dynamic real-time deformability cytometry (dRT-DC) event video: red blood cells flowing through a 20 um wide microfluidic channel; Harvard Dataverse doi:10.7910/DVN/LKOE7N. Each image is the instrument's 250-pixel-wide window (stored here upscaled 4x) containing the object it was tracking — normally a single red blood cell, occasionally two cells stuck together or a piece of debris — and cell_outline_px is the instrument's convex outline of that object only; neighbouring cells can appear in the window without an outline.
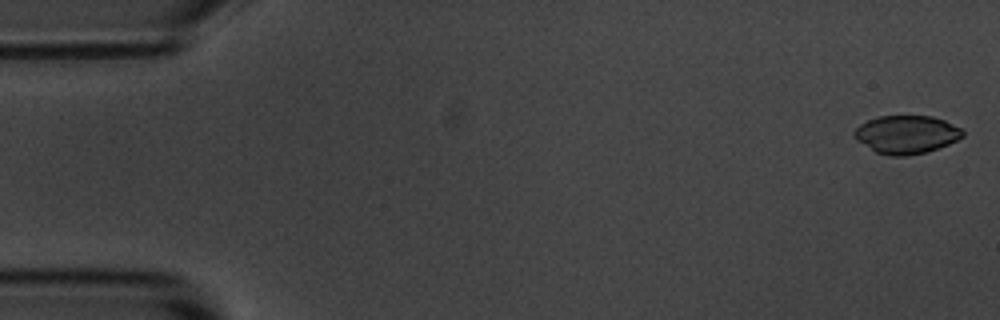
{"species": "common noctule bat (a hibernating species)", "species_latin": "Nyctalus noctula", "temperature_condition": "room temperature", "stored_images_in_passage": 55, "camera_frame_rate_fps": 3000, "um_per_image_px": 0.085, "animal": {"sex": "male", "body_mass_g": 20.1, "forearm_length_mm": 53.5}, "frame": {"image": 1, "passage_image": 1, "time_ms": 0.0, "image_size_px": [1000, 320], "cell_outline_px": [[964, 136], [948, 144], [928, 152], [908, 156], [888, 156], [876, 152], [856, 140], [852, 136], [852, 132], [860, 124], [876, 116], [932, 116], [944, 120], [964, 128]], "centroid_in_image_um": [77.05, 11.43], "position_along_channel_um": 8.0, "area_um2": 24.45}}
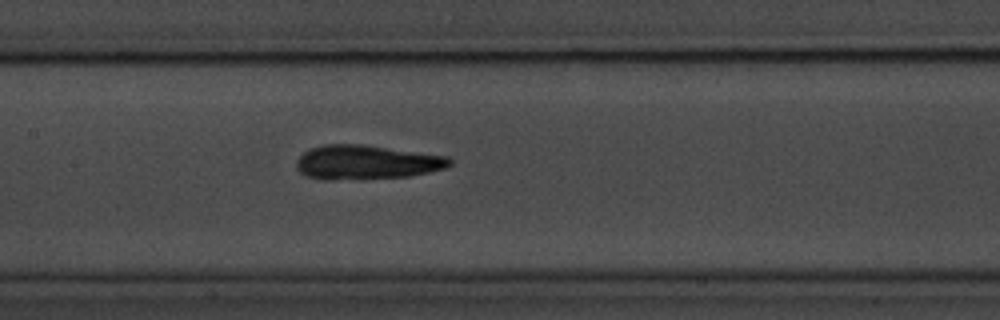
{"frame": {"image": 2, "passage_image": 26, "time_ms": 8.333, "image_size_px": [1000, 320], "cell_outline_px": [[452, 164], [444, 168], [428, 172], [408, 176], [328, 180], [324, 180], [308, 176], [300, 172], [296, 168], [296, 160], [308, 148], [324, 144], [360, 144], [448, 156], [452, 160]], "centroid_in_image_um": [31.11, 13.78], "position_along_channel_um": 176.3, "area_um2": 30.4}}
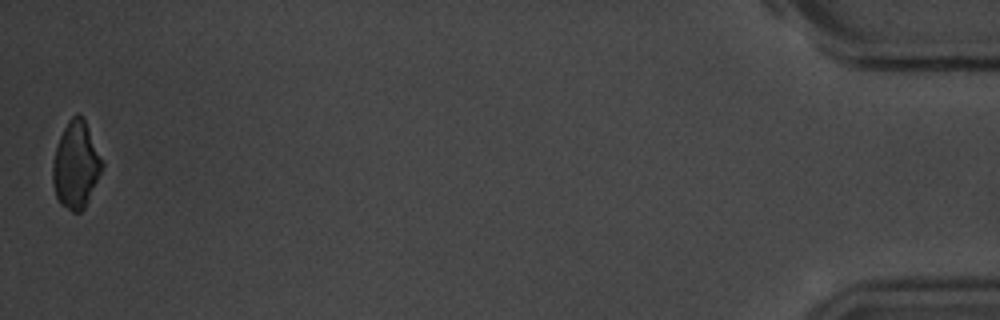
{"frame": {"image": 3, "passage_image": 55, "time_ms": 18.0, "image_size_px": [1000, 320], "cell_outline_px": [[104, 164], [88, 200], [84, 208], [80, 212], [72, 212], [60, 204], [56, 196], [52, 184], [52, 164], [56, 148], [60, 136], [68, 120], [76, 112], [80, 112], [104, 160]], "centroid_in_image_um": [6.45, 14.01], "position_along_channel_um": 428.8, "area_um2": 25.03}, "authors_computed_cell_mechanics": {"area_um2": 28.1486, "velocity_mm_per_s": 3.5969, "shape_relaxation_time_tau1_ms": 3.5304, "shape_relaxation_time_tau2_ms": 3.7311, "deformation_change_tau1": 0.1276, "deformation_change_tau2": 0.1143}}